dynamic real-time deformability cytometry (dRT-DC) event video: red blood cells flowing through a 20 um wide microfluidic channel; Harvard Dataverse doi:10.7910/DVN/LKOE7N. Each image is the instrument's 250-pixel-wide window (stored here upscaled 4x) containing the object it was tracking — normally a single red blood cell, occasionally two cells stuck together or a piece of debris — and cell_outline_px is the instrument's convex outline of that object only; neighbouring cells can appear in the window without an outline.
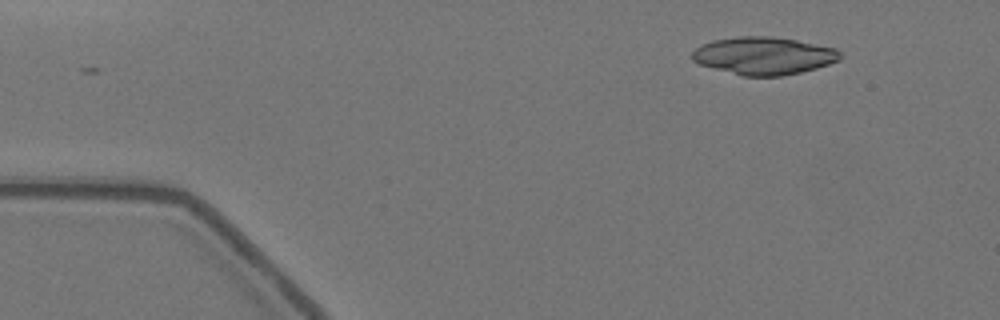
{"species": "Egyptian fruit bat (a non-hibernating species)", "species_latin": "Rousettus aegyptiacus", "temperature_condition": "warm", "stored_images_in_passage": 41, "camera_frame_rate_fps": 3000, "um_per_image_px": 0.085, "animal": {"sex": "female"}, "frame": {"image": 1, "passage_image": 1, "time_ms": 0.0, "image_size_px": [1000, 320], "cell_outline_px": [[840, 60], [816, 68], [800, 72], [780, 76], [744, 76], [700, 64], [692, 60], [692, 52], [696, 48], [712, 40], [740, 36], [772, 36], [796, 40], [836, 48], [840, 52]], "centroid_in_image_um": [64.93, 4.73], "position_along_channel_um": 20.1, "area_um2": 32.19}}